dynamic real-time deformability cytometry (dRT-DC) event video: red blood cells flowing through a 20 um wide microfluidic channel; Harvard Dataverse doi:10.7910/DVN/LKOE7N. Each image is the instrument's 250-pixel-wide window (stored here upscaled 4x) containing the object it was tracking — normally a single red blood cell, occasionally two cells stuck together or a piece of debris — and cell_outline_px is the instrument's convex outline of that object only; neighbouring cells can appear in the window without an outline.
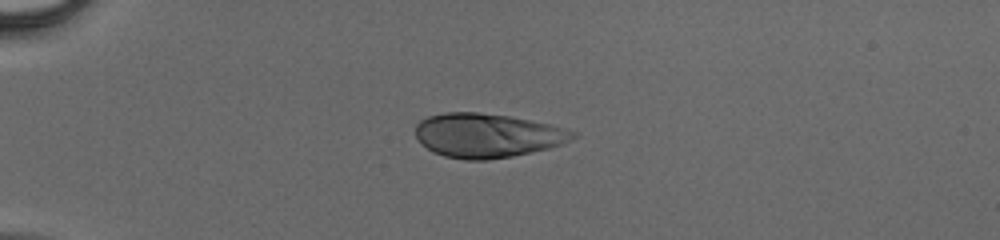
{"species": "human", "species_latin": "Homo sapiens", "temperature_condition": "cold", "stored_images_in_passage": 34, "camera_frame_rate_fps": 3000, "um_per_image_px": 0.085, "donor": {"sex": "male"}, "frame": {"image": 1, "passage_image": 1, "time_ms": 0.0, "image_size_px": [1000, 240], "cell_outline_px": [[576, 136], [560, 144], [548, 148], [512, 156], [488, 160], [464, 160], [444, 156], [432, 152], [416, 136], [416, 124], [420, 120], [428, 116], [444, 112], [476, 112], [508, 116], [548, 124], [564, 128], [576, 132]], "centroid_in_image_um": [41.37, 11.51], "position_along_channel_um": 43.6, "area_um2": 40.06}}
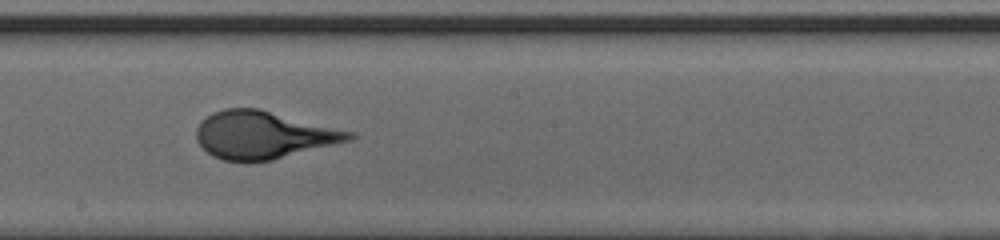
{"frame": {"image": 2, "passage_image": 16, "time_ms": 5.0, "image_size_px": [1000, 240], "cell_outline_px": [[356, 136], [352, 140], [272, 160], [224, 160], [212, 156], [196, 140], [196, 128], [212, 112], [224, 108], [260, 108], [356, 132]], "centroid_in_image_um": [22.44, 11.45], "position_along_channel_um": 225.8, "area_um2": 42.25}}
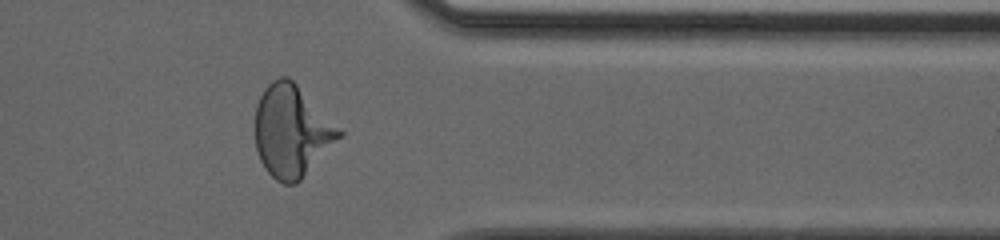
{"frame": {"image": 3, "passage_image": 27, "time_ms": 8.667, "image_size_px": [1000, 240], "cell_outline_px": [[344, 136], [296, 184], [284, 184], [276, 180], [264, 168], [260, 160], [256, 148], [256, 104], [264, 88], [272, 80], [280, 76], [288, 76], [344, 132]], "centroid_in_image_um": [24.8, 11.16], "position_along_channel_um": 386.6, "area_um2": 44.85}}